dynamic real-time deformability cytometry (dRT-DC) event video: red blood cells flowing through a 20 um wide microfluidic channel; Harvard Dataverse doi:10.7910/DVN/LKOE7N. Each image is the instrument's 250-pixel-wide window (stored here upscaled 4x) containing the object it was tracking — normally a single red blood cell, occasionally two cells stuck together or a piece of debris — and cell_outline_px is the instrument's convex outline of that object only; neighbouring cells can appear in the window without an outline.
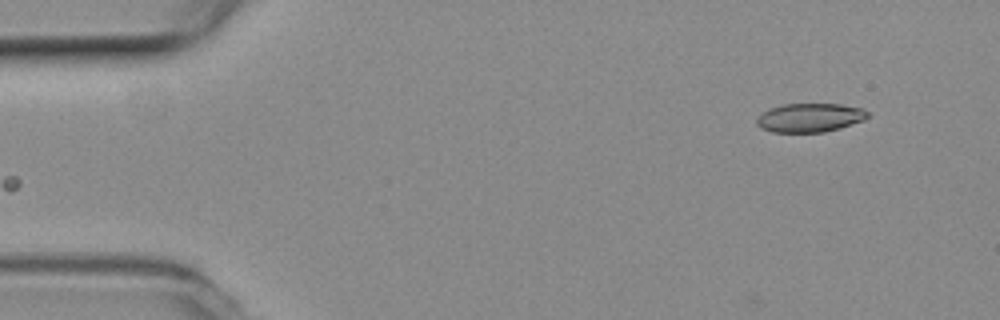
{"species": "common noctule bat (a hibernating species)", "species_latin": "Nyctalus noctula", "temperature_condition": "room temperature", "stored_images_in_passage": 51, "camera_frame_rate_fps": 3000, "um_per_image_px": 0.085, "animal": {"sex": "female", "body_mass_g": 19.3, "forearm_length_mm": 54.1}, "frame": {"image": 1, "passage_image": 1, "time_ms": 0.0, "image_size_px": [1000, 320], "cell_outline_px": [[868, 116], [864, 120], [840, 128], [824, 132], [772, 132], [760, 128], [756, 124], [756, 116], [768, 108], [780, 104], [840, 104], [860, 108], [868, 112]], "centroid_in_image_um": [68.77, 10.0], "position_along_channel_um": 16.2, "area_um2": 18.79}}
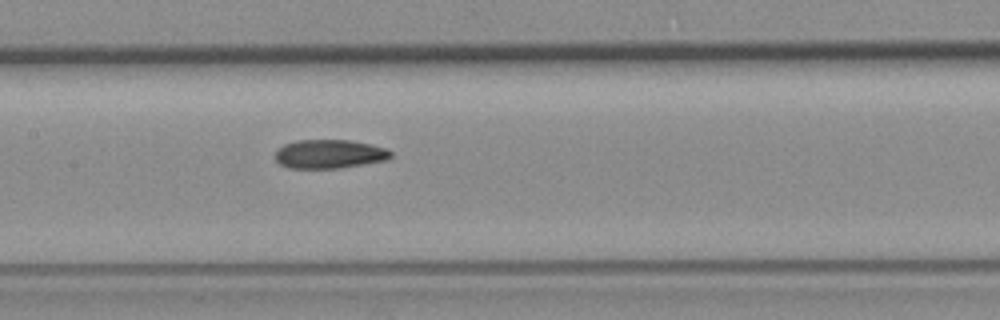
{"frame": {"image": 2, "passage_image": 22, "time_ms": 7.0, "image_size_px": [1000, 320], "cell_outline_px": [[392, 156], [388, 160], [340, 168], [288, 168], [280, 164], [276, 160], [276, 152], [284, 144], [296, 140], [352, 140], [388, 148], [392, 152]], "centroid_in_image_um": [28.04, 13.09], "position_along_channel_um": 179.4, "area_um2": 19.54}}
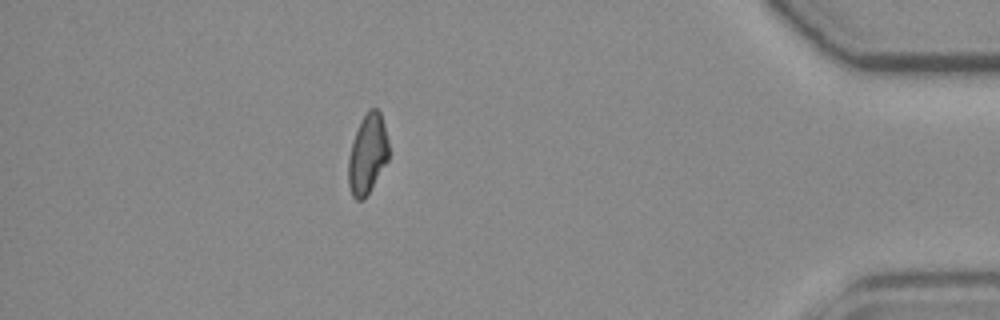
{"frame": {"image": 3, "passage_image": 44, "time_ms": 14.333, "image_size_px": [1000, 320], "cell_outline_px": [[388, 160], [364, 200], [356, 200], [352, 196], [348, 184], [348, 156], [360, 120], [368, 108], [376, 108], [380, 112], [388, 140]], "centroid_in_image_um": [31.22, 13.1], "position_along_channel_um": 404.0, "area_um2": 18.73}, "authors_computed_cell_mechanics": {"area_um2": 19.5942, "velocity_mm_per_s": 3.7563, "shape_relaxation_time_tau1_ms": null, "shape_relaxation_time_tau2_ms": 3.8226, "deformation_change_tau1": null, "deformation_change_tau2": 0.0964}}